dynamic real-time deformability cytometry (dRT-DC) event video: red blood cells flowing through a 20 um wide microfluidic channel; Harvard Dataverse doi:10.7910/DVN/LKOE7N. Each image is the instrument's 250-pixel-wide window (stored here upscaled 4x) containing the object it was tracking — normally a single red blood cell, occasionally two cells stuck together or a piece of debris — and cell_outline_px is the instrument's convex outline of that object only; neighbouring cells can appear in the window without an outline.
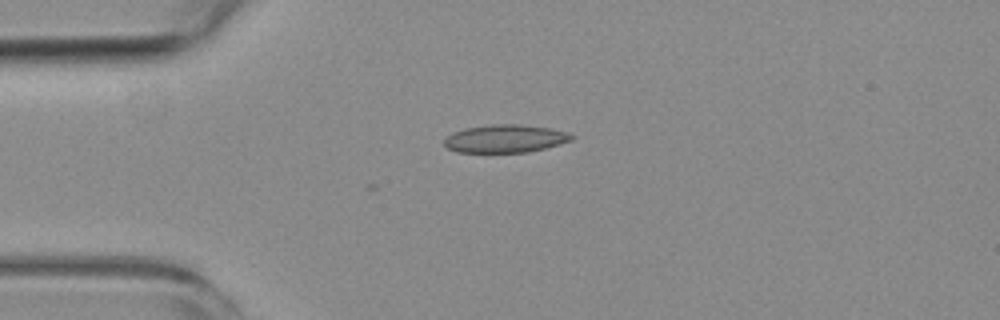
{"species": "common noctule bat (a hibernating species)", "species_latin": "Nyctalus noctula", "temperature_condition": "room temperature", "stored_images_in_passage": 2, "camera_frame_rate_fps": 3000, "um_per_image_px": 0.085, "animal": {"sex": "female", "body_mass_g": 19.3, "forearm_length_mm": 54.1}, "frame": {"image": 1, "passage_image": 2, "time_ms": 0.333, "image_size_px": [1000, 320], "cell_outline_px": [[572, 140], [544, 148], [528, 152], [456, 152], [448, 148], [444, 144], [444, 140], [452, 132], [464, 128], [488, 124], [516, 124], [548, 128], [564, 132], [572, 136]], "centroid_in_image_um": [42.86, 11.78], "position_along_channel_um": 42.1, "area_um2": 20.46}}